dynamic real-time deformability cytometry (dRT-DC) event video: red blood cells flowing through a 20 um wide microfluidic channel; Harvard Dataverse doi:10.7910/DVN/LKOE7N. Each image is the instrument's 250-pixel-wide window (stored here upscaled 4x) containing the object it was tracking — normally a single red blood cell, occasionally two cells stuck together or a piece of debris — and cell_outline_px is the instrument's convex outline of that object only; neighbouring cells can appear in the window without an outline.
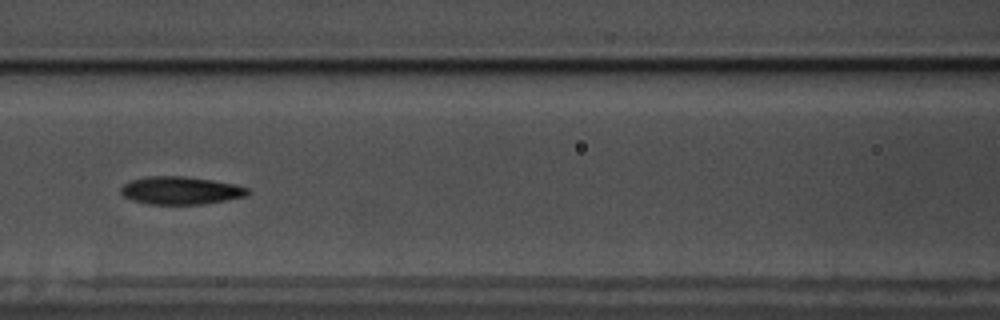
{"species": "common noctule bat (a hibernating species)", "species_latin": "Nyctalus noctula", "temperature_condition": "warm", "stored_images_in_passage": 47, "camera_frame_rate_fps": 3000, "um_per_image_px": 0.085, "animal": {"sex": "male", "body_mass_g": 17.5, "forearm_length_mm": 52.3}, "frame": {"image": 1, "passage_image": 15, "time_ms": 4.667, "image_size_px": [1000, 320], "cell_outline_px": [[252, 192], [244, 196], [224, 200], [200, 204], [148, 204], [132, 200], [124, 196], [120, 192], [120, 188], [124, 184], [132, 180], [148, 176], [184, 176], [212, 180], [236, 184], [248, 188]], "centroid_in_image_um": [15.35, 16.18], "position_along_channel_um": 151.3, "area_um2": 20.46}}
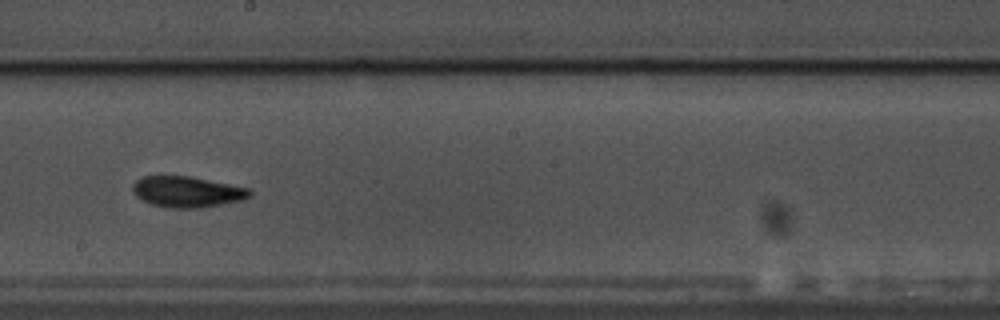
{"frame": {"image": 2, "passage_image": 22, "time_ms": 7.0, "image_size_px": [1000, 320], "cell_outline_px": [[252, 196], [244, 200], [200, 208], [168, 208], [152, 204], [136, 196], [132, 188], [132, 184], [136, 180], [144, 176], [188, 176], [252, 188]], "centroid_in_image_um": [15.96, 16.3], "position_along_channel_um": 232.2, "area_um2": 21.21}}
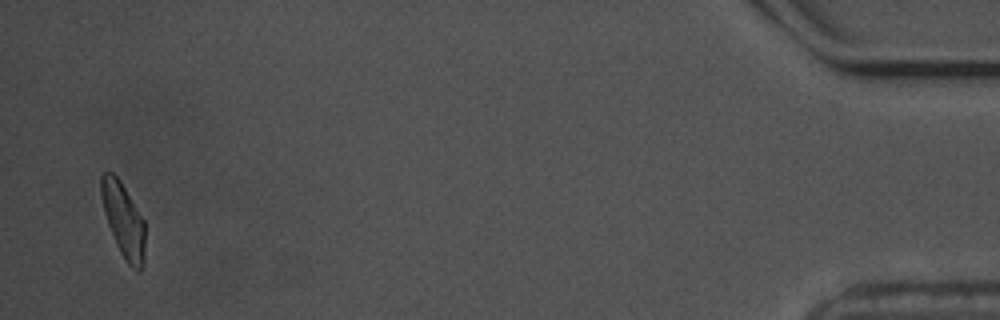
{"frame": {"image": 3, "passage_image": 46, "time_ms": 15.0, "image_size_px": [1000, 320], "cell_outline_px": [[144, 264], [140, 272], [136, 272], [124, 260], [116, 244], [108, 224], [100, 192], [100, 176], [104, 172], [112, 172], [120, 180], [144, 220]], "centroid_in_image_um": [10.49, 18.74], "position_along_channel_um": 424.7, "area_um2": 18.96}, "authors_computed_cell_mechanics": {"area_um2": 20.4034, "velocity_mm_per_s": 3.5025, "shape_relaxation_time_tau1_ms": 3.5025, "shape_relaxation_time_tau2_ms": 2.7387, "deformation_change_tau1": 0.141, "deformation_change_tau2": 0.0885}}